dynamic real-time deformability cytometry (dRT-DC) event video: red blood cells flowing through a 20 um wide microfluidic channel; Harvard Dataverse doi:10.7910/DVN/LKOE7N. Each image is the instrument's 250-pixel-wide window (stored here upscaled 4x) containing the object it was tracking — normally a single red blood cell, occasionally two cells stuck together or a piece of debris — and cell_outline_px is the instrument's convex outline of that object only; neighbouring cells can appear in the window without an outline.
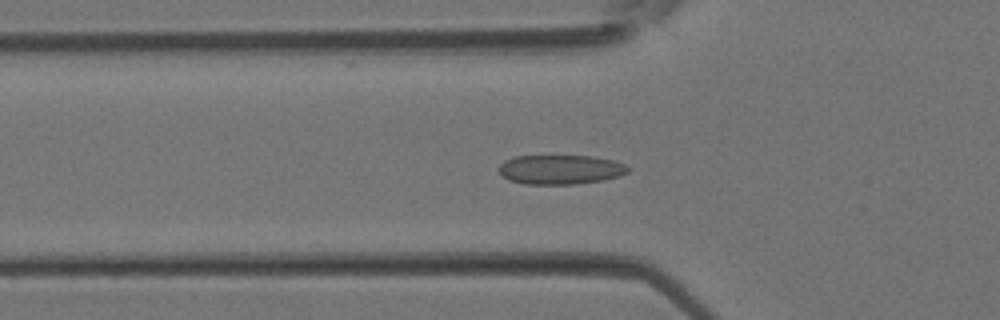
{"species": "Egyptian fruit bat (a non-hibernating species)", "species_latin": "Rousettus aegyptiacus", "temperature_condition": "room temperature", "stored_images_in_passage": 36, "camera_frame_rate_fps": 3000, "um_per_image_px": 0.085, "animal": {"sex": "female"}, "frame": {"image": 1, "passage_image": 11, "time_ms": 3.333, "image_size_px": [1000, 320], "cell_outline_px": [[628, 172], [604, 180], [576, 184], [524, 184], [512, 180], [504, 176], [500, 172], [500, 164], [504, 160], [516, 156], [592, 156], [612, 160], [624, 164], [628, 168]], "centroid_in_image_um": [47.63, 14.41], "position_along_channel_um": 78.2, "area_um2": 21.85}}
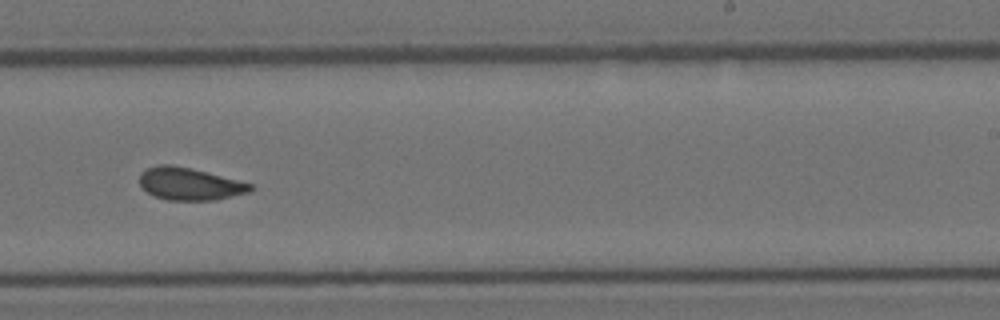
{"frame": {"image": 2, "passage_image": 22, "time_ms": 7.0, "image_size_px": [1000, 320], "cell_outline_px": [[256, 188], [248, 192], [216, 200], [168, 200], [156, 196], [148, 192], [140, 184], [140, 172], [144, 168], [160, 164], [172, 164], [192, 168], [252, 184]], "centroid_in_image_um": [16.11, 15.61], "position_along_channel_um": 272.9, "area_um2": 20.92}}
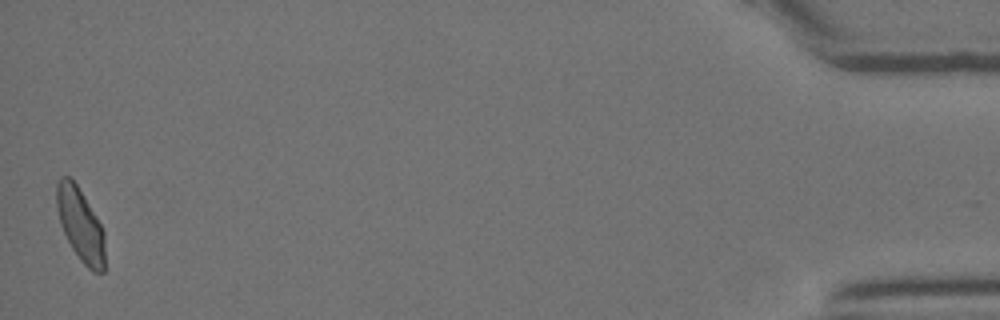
{"frame": {"image": 3, "passage_image": 36, "time_ms": 11.667, "image_size_px": [1000, 320], "cell_outline_px": [[104, 272], [92, 272], [80, 260], [72, 248], [60, 224], [56, 204], [56, 184], [60, 176], [68, 176], [76, 184], [96, 216], [104, 232]], "centroid_in_image_um": [6.82, 19.1], "position_along_channel_um": 428.4, "area_um2": 20.35}}